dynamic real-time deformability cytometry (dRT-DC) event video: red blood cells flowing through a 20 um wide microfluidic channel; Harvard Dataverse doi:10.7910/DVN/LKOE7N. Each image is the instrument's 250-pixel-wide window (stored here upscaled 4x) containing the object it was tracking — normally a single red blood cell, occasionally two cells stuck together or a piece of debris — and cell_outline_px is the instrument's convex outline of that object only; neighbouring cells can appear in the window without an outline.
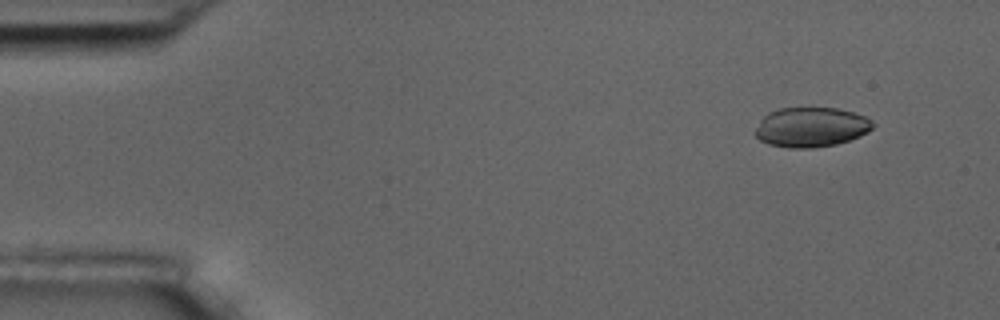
{"species": "common noctule bat (a hibernating species)", "species_latin": "Nyctalus noctula", "temperature_condition": "room temperature", "stored_images_in_passage": 5, "camera_frame_rate_fps": 3000, "um_per_image_px": 0.085, "animal": {"sex": "male", "body_mass_g": 17.5, "forearm_length_mm": 52.3}, "frame": {"image": 1, "passage_image": 2, "time_ms": 1.0, "image_size_px": [1000, 320], "cell_outline_px": [[876, 124], [868, 132], [860, 136], [836, 144], [812, 148], [788, 148], [768, 144], [760, 140], [752, 132], [760, 120], [768, 112], [780, 108], [836, 108], [852, 112], [864, 116], [872, 120]], "centroid_in_image_um": [68.92, 10.81], "position_along_channel_um": 16.1, "area_um2": 27.4}}
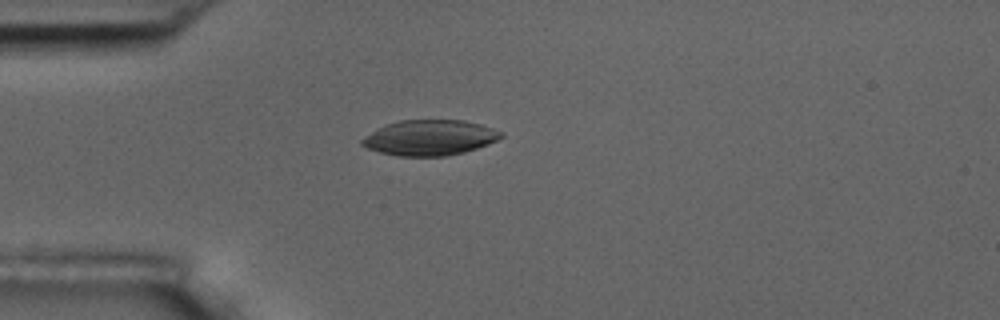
{"frame": {"image": 2, "passage_image": 5, "time_ms": 4.333, "image_size_px": [1000, 320], "cell_outline_px": [[504, 136], [488, 144], [464, 152], [444, 156], [400, 156], [380, 152], [368, 148], [360, 144], [360, 140], [364, 136], [376, 128], [400, 120], [464, 120], [480, 124], [504, 132]], "centroid_in_image_um": [36.52, 11.7], "position_along_channel_um": 48.5, "area_um2": 28.67}}